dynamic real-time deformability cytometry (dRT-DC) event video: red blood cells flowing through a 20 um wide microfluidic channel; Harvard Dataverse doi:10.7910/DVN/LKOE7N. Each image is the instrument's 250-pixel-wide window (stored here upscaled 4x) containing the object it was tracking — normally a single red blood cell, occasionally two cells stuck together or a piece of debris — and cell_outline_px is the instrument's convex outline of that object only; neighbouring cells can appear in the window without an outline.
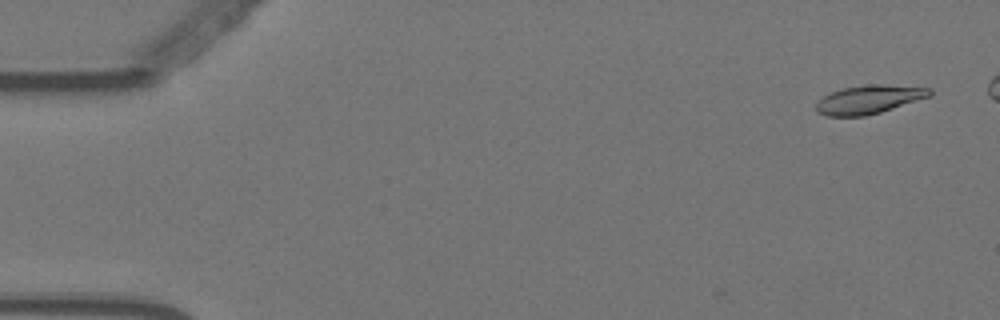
{"species": "Egyptian fruit bat (a non-hibernating species)", "species_latin": "Rousettus aegyptiacus", "temperature_condition": "warm", "stored_images_in_passage": 49, "camera_frame_rate_fps": 3000, "um_per_image_px": 0.085, "animal": {"sex": "female"}, "frame": {"image": 1, "passage_image": 1, "time_ms": 0.0, "image_size_px": [1000, 320], "cell_outline_px": [[924, 96], [876, 112], [856, 116], [836, 116], [824, 112], [828, 96], [836, 92], [852, 88], [916, 88]], "centroid_in_image_um": [73.77, 8.53], "position_along_channel_um": 11.2, "area_um2": 14.33}}
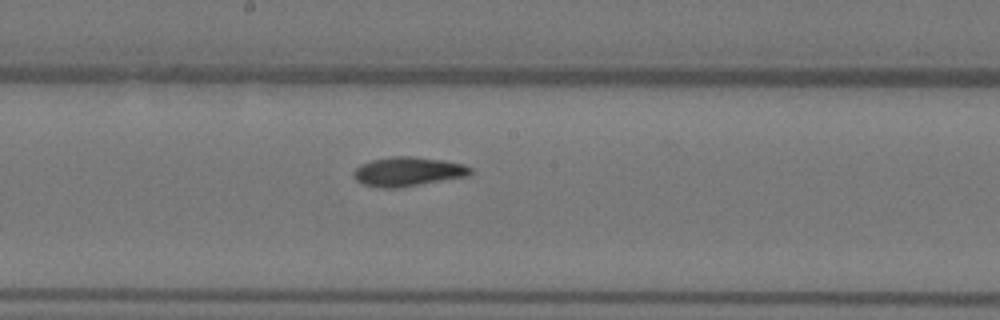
{"frame": {"image": 2, "passage_image": 29, "time_ms": 9.333, "image_size_px": [1000, 320], "cell_outline_px": [[468, 172], [448, 176], [404, 184], [372, 184], [360, 180], [356, 176], [356, 172], [360, 168], [368, 164], [384, 160], [424, 160], [456, 164], [468, 168]], "centroid_in_image_um": [34.57, 14.57], "position_along_channel_um": 213.6, "area_um2": 14.51}}
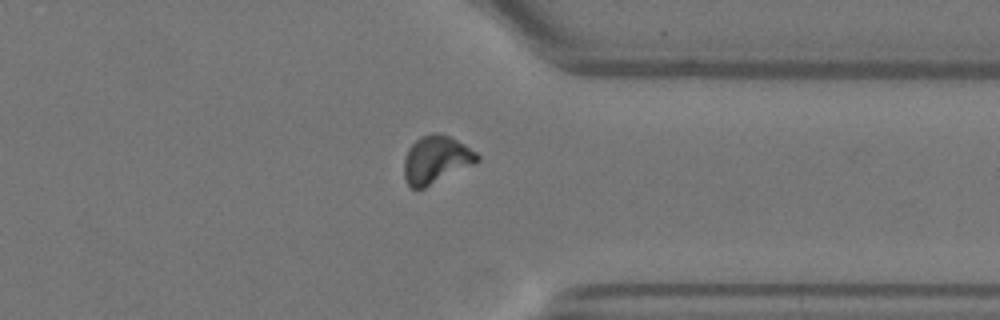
{"frame": {"image": 3, "passage_image": 43, "time_ms": 14.0, "image_size_px": [1000, 320], "cell_outline_px": [[476, 160], [420, 188], [412, 188], [408, 180], [408, 156], [412, 148], [420, 140], [428, 136], [444, 136], [460, 144], [472, 152], [476, 156]], "centroid_in_image_um": [37.05, 13.59], "position_along_channel_um": 374.3, "area_um2": 16.7}}